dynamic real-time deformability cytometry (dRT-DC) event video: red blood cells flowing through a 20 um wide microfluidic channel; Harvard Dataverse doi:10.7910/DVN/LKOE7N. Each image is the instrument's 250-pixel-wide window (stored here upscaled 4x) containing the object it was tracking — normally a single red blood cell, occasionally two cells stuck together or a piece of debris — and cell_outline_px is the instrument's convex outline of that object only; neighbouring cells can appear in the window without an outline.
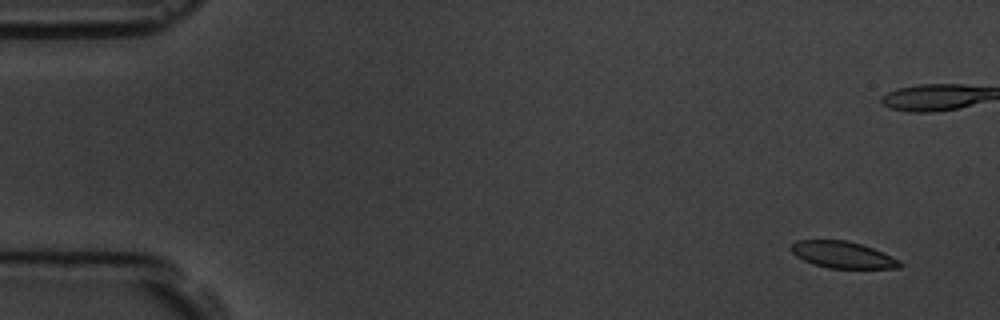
{"species": "common noctule bat (a hibernating species)", "species_latin": "Nyctalus noctula", "temperature_condition": "room temperature", "stored_images_in_passage": 6, "camera_frame_rate_fps": 3000, "um_per_image_px": 0.085, "animal": {"sex": "male", "body_mass_g": 19.5, "forearm_length_mm": 54.6}, "frame": {"image": 1, "passage_image": 2, "time_ms": 1.0, "image_size_px": [1000, 320], "cell_outline_px": [[904, 264], [900, 268], [828, 268], [812, 264], [796, 256], [788, 248], [796, 240], [844, 240], [860, 244], [872, 248], [900, 260]], "centroid_in_image_um": [71.6, 21.66], "position_along_channel_um": 13.4, "area_um2": 16.88}}
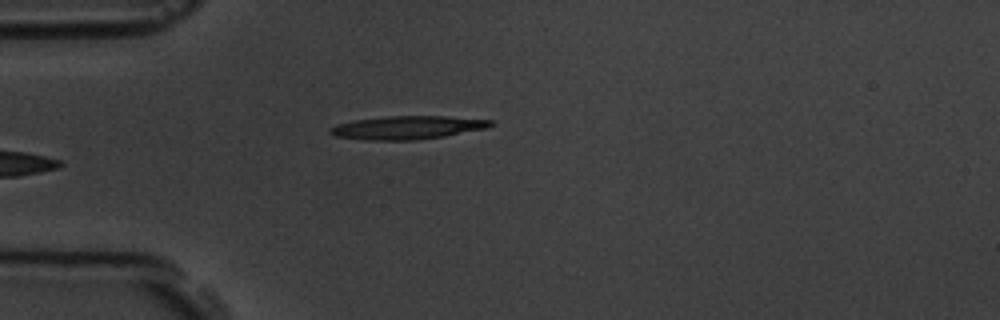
{"frame": {"image": 2, "passage_image": 6, "time_ms": 6.333, "image_size_px": [1000, 320], "cell_outline_px": [[496, 124], [488, 128], [444, 136], [412, 140], [364, 140], [336, 136], [328, 132], [328, 128], [336, 124], [356, 120], [388, 116], [444, 116], [492, 120]], "centroid_in_image_um": [34.63, 10.84], "position_along_channel_um": 50.4, "area_um2": 21.79}}